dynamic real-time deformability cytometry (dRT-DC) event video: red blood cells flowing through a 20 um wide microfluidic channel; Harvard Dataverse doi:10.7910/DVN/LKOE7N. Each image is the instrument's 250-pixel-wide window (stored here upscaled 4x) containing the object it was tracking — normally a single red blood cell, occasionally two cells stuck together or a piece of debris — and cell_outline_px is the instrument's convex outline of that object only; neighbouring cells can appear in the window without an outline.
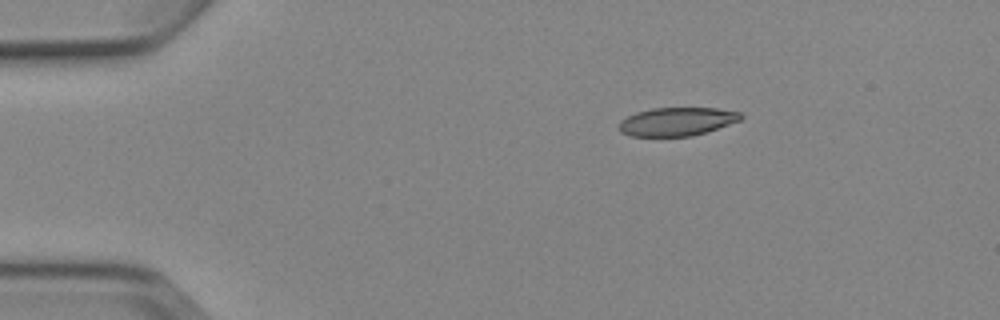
{"species": "Egyptian fruit bat (a non-hibernating species)", "species_latin": "Rousettus aegyptiacus", "temperature_condition": "cold", "stored_images_in_passage": 3, "camera_frame_rate_fps": 3000, "um_per_image_px": 0.085, "animal": {"sex": "female"}, "frame": {"image": 1, "passage_image": 1, "time_ms": 0.0, "image_size_px": [1000, 320], "cell_outline_px": [[744, 116], [740, 120], [692, 136], [628, 136], [620, 132], [616, 128], [620, 120], [636, 112], [652, 108], [716, 108], [740, 112]], "centroid_in_image_um": [57.47, 10.33], "position_along_channel_um": 27.5, "area_um2": 20.17}}